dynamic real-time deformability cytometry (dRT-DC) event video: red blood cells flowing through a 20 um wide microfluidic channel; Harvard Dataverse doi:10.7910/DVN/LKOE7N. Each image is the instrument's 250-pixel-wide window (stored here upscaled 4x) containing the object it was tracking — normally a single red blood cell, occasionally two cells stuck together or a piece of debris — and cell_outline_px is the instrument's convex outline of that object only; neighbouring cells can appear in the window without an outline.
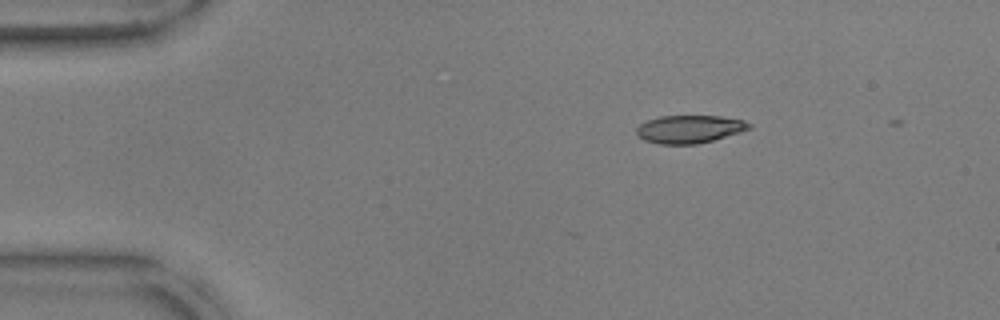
{"species": "common noctule bat (a hibernating species)", "species_latin": "Nyctalus noctula", "temperature_condition": "warm", "stored_images_in_passage": 5, "camera_frame_rate_fps": 3000, "um_per_image_px": 0.085, "animal": {"sex": "male", "body_mass_g": 17.9, "forearm_length_mm": 54.2}, "frame": {"image": 1, "passage_image": 2, "time_ms": 0.333, "image_size_px": [1000, 320], "cell_outline_px": [[752, 128], [740, 132], [712, 140], [696, 144], [660, 144], [644, 140], [636, 132], [636, 128], [640, 124], [648, 120], [660, 116], [720, 116], [744, 120], [752, 124]], "centroid_in_image_um": [58.62, 10.97], "position_along_channel_um": 26.4, "area_um2": 18.21}}